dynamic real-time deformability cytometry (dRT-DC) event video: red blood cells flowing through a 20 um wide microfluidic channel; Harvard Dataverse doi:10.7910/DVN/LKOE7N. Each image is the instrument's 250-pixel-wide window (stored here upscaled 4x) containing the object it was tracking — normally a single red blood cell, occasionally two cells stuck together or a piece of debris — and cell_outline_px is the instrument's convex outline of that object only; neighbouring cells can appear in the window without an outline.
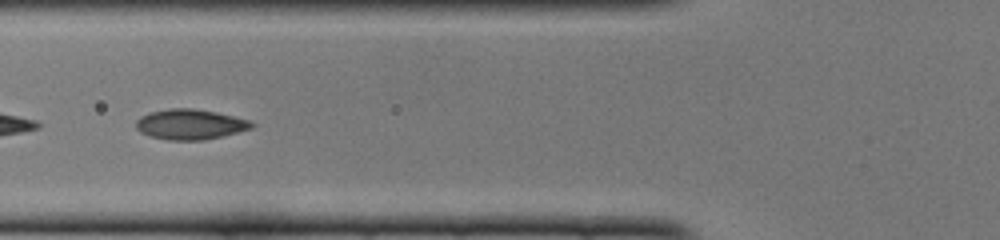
{"species": "common noctule bat (a hibernating species)", "species_latin": "Nyctalus noctula", "temperature_condition": "cold", "stored_images_in_passage": 38, "camera_frame_rate_fps": 3000, "um_per_image_px": 0.085, "animal": {"sex": "female", "body_mass_g": 22.0, "forearm_length_mm": 56.7}, "frame": {"image": 1, "passage_image": 9, "time_ms": 2.667, "image_size_px": [1000, 240], "cell_outline_px": [[256, 124], [252, 128], [204, 140], [168, 140], [148, 136], [140, 132], [136, 128], [136, 120], [140, 116], [152, 112], [168, 108], [192, 108], [216, 112], [248, 120]], "centroid_in_image_um": [16.12, 10.57], "position_along_channel_um": 109.7, "area_um2": 20.29}}
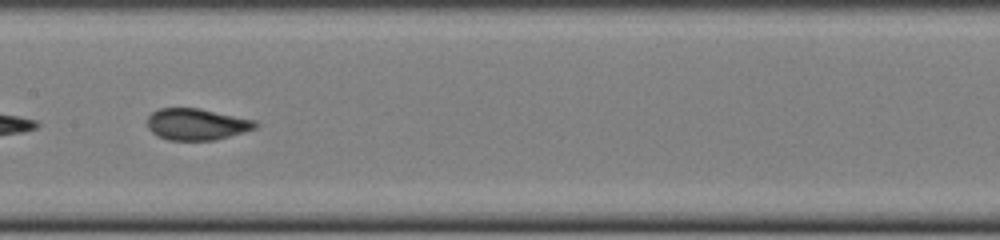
{"frame": {"image": 2, "passage_image": 15, "time_ms": 4.667, "image_size_px": [1000, 240], "cell_outline_px": [[260, 124], [256, 128], [216, 140], [168, 140], [156, 136], [148, 128], [148, 116], [152, 112], [160, 108], [200, 108], [256, 120]], "centroid_in_image_um": [16.73, 10.56], "position_along_channel_um": 190.7, "area_um2": 20.0}}
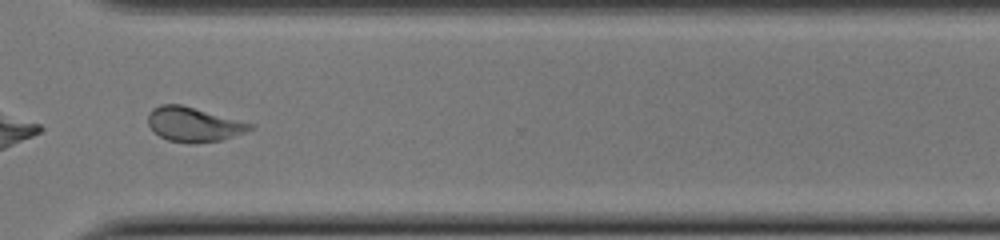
{"frame": {"image": 3, "passage_image": 27, "time_ms": 8.667, "image_size_px": [1000, 240], "cell_outline_px": [[252, 128], [244, 132], [220, 140], [188, 144], [168, 140], [160, 136], [148, 124], [148, 112], [152, 108], [160, 104], [180, 104], [252, 124]], "centroid_in_image_um": [16.38, 10.57], "position_along_channel_um": 354.2, "area_um2": 20.06}, "authors_computed_cell_mechanics": {"area_um2": 19.9699, "velocity_mm_per_s": 4.0622, "shape_relaxation_time_tau1_ms": 7.1086, "shape_relaxation_time_tau2_ms": 1.0356, "deformation_change_tau1": 0.1232, "deformation_change_tau2": 0.0737}}